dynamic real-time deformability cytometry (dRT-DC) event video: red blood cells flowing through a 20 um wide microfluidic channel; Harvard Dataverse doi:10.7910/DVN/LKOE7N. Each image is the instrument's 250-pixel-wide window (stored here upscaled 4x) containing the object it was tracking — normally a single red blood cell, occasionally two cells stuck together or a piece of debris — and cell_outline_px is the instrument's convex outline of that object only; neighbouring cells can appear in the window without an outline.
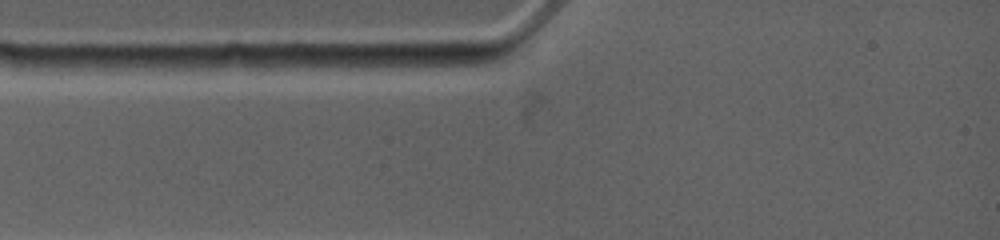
{"species": "common noctule bat (a hibernating species)", "species_latin": "Nyctalus noctula", "temperature_condition": "warm", "stored_images_in_passage": 4, "camera_frame_rate_fps": 4500, "um_per_image_px": 0.085, "animal": {"sex": "female", "body_mass_g": 19.0, "forearm_length_mm": 53.3}, "frame": {"image": 1, "passage_image": 2, "time_ms": 0.444, "image_size_px": [1000, 240], "cell_outline_px": [[392, 64], [368, 72], [352, 72], [268, 68], [264, 64], [272, 56], [376, 56]], "centroid_in_image_um": [27.86, 5.38], "position_along_channel_um": 57.1, "area_um2": 12.02}}